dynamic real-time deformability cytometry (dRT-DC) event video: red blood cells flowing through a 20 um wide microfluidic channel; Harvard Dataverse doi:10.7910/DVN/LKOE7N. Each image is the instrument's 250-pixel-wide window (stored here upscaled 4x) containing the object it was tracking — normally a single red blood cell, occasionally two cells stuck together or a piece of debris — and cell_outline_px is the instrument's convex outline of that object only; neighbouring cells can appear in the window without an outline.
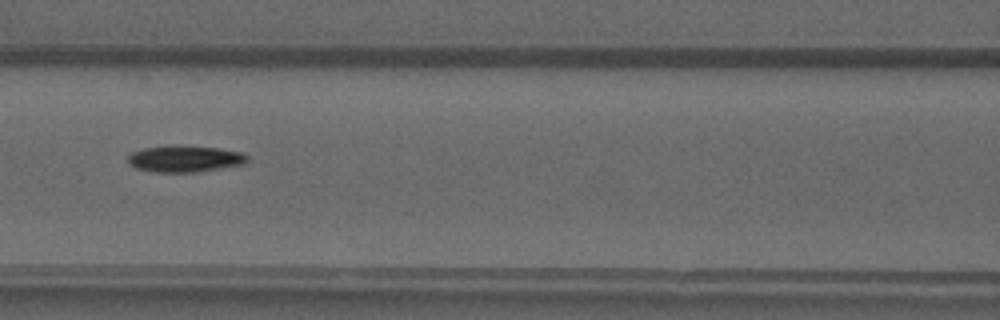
{"species": "common noctule bat (a hibernating species)", "species_latin": "Nyctalus noctula", "temperature_condition": "warm", "stored_images_in_passage": 5, "camera_frame_rate_fps": 3000, "um_per_image_px": 0.085, "animal": {"sex": "male", "forearm_length_mm": 52.5}, "frame": {"image": 1, "passage_image": 4, "time_ms": 5.0, "image_size_px": [1000, 320], "cell_outline_px": [[248, 160], [244, 164], [192, 172], [156, 172], [136, 168], [128, 164], [128, 156], [132, 152], [144, 148], [216, 148], [240, 152], [248, 156]], "centroid_in_image_um": [15.7, 13.54], "position_along_channel_um": 150.9, "area_um2": 17.34}}
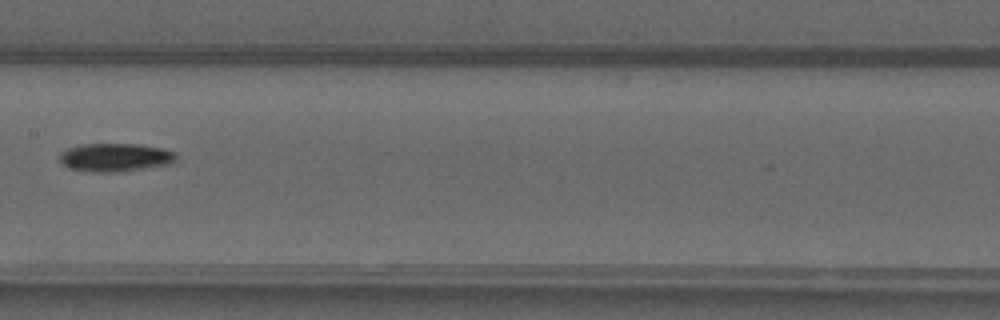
{"frame": {"image": 2, "passage_image": 5, "time_ms": 6.0, "image_size_px": [1000, 320], "cell_outline_px": [[176, 160], [168, 164], [120, 172], [92, 172], [68, 168], [60, 160], [60, 152], [68, 148], [80, 144], [140, 144], [164, 148], [176, 152]], "centroid_in_image_um": [9.8, 13.37], "position_along_channel_um": 197.6, "area_um2": 19.31}}